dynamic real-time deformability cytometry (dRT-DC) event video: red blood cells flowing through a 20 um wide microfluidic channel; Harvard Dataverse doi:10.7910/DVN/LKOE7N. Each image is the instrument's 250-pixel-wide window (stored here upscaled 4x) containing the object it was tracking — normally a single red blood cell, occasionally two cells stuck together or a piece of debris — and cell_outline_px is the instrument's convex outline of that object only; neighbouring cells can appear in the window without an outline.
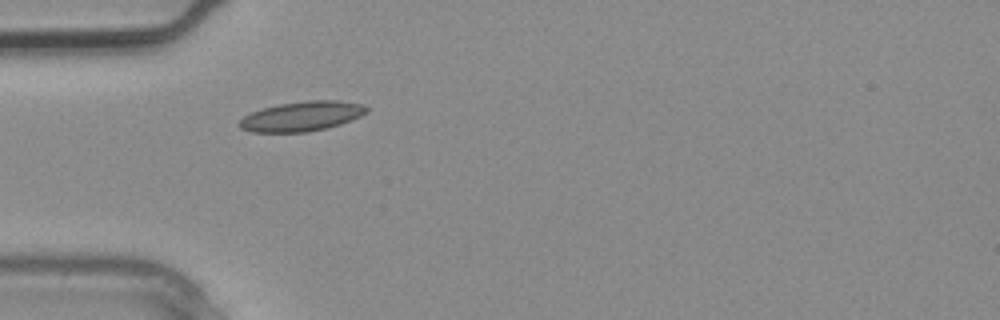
{"species": "common noctule bat (a hibernating species)", "species_latin": "Nyctalus noctula", "temperature_condition": "warm", "stored_images_in_passage": 1, "camera_frame_rate_fps": 3000, "um_per_image_px": 0.085, "animal": {"sex": "male", "body_mass_g": 20.4}, "frame": {"image": 1, "passage_image": 1, "time_ms": 0.0, "image_size_px": [1000, 320], "cell_outline_px": [[368, 112], [352, 120], [328, 128], [308, 132], [252, 132], [240, 128], [236, 124], [244, 116], [252, 112], [264, 108], [280, 104], [308, 100], [336, 100], [364, 104], [368, 108]], "centroid_in_image_um": [25.67, 9.89], "position_along_channel_um": 59.3, "area_um2": 22.14}}